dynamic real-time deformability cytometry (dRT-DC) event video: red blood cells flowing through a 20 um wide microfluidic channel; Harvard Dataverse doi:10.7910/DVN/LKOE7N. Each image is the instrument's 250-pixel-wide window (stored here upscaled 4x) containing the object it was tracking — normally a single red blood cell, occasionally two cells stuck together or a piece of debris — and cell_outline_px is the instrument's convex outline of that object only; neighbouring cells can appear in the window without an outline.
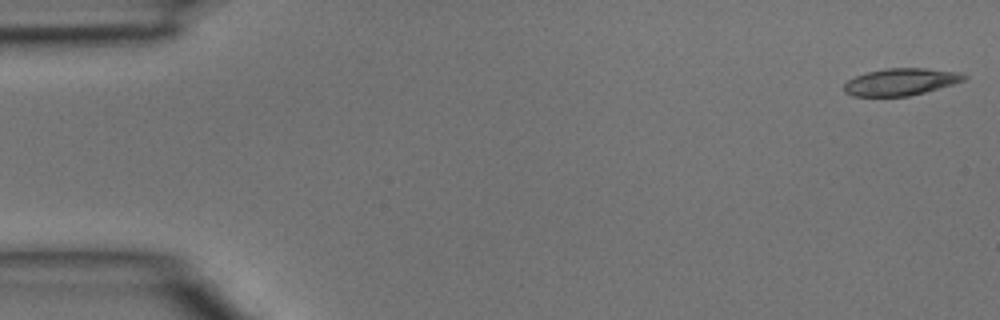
{"species": "common noctule bat (a hibernating species)", "species_latin": "Nyctalus noctula", "temperature_condition": "room temperature", "stored_images_in_passage": 5, "camera_frame_rate_fps": 3000, "um_per_image_px": 0.085, "animal": {"sex": "male", "body_mass_g": 15.6}, "frame": {"image": 1, "passage_image": 1, "time_ms": 0.0, "image_size_px": [1000, 320], "cell_outline_px": [[968, 76], [964, 80], [952, 84], [924, 92], [908, 96], [852, 96], [844, 92], [844, 84], [848, 80], [856, 76], [868, 72], [884, 68], [924, 68], [960, 72]], "centroid_in_image_um": [76.55, 6.95], "position_along_channel_um": 8.5, "area_um2": 18.79}}
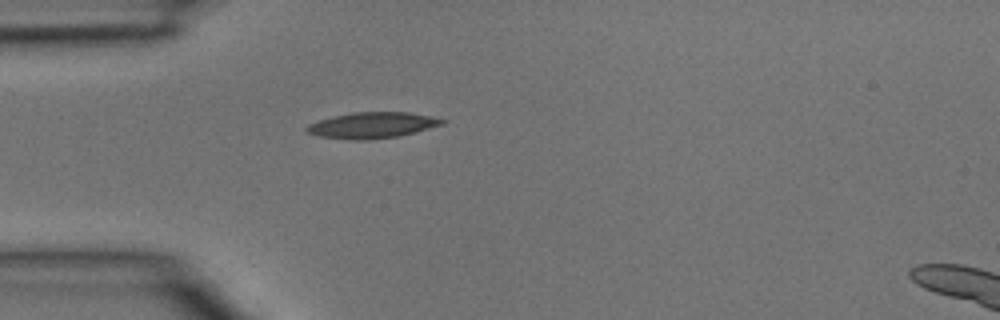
{"frame": {"image": 2, "passage_image": 4, "time_ms": 1.0, "image_size_px": [1000, 320], "cell_outline_px": [[448, 120], [444, 124], [416, 132], [400, 136], [368, 140], [348, 140], [320, 136], [308, 132], [304, 128], [308, 124], [332, 116], [352, 112], [408, 112], [432, 116]], "centroid_in_image_um": [31.67, 10.64], "position_along_channel_um": 53.3, "area_um2": 20.69}}